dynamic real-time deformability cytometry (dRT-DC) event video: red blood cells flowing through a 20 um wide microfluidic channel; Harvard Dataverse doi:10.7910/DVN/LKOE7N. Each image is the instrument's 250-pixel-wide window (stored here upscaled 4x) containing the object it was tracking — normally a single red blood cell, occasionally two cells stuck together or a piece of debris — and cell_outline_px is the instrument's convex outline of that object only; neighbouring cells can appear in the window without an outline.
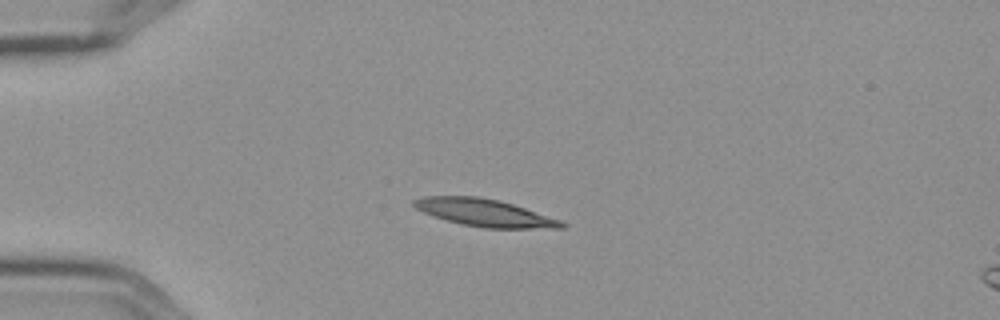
{"species": "Egyptian fruit bat (a non-hibernating species)", "species_latin": "Rousettus aegyptiacus", "temperature_condition": "cold", "stored_images_in_passage": 3, "camera_frame_rate_fps": 3000, "um_per_image_px": 0.085, "frame": {"image": 1, "passage_image": 1, "time_ms": 0.0, "image_size_px": [1000, 320], "cell_outline_px": [[568, 224], [564, 228], [484, 228], [460, 224], [424, 212], [416, 208], [412, 204], [412, 200], [424, 196], [476, 196], [496, 200], [512, 204], [560, 220]], "centroid_in_image_um": [41.18, 18.08], "position_along_channel_um": 43.8, "area_um2": 23.18}}
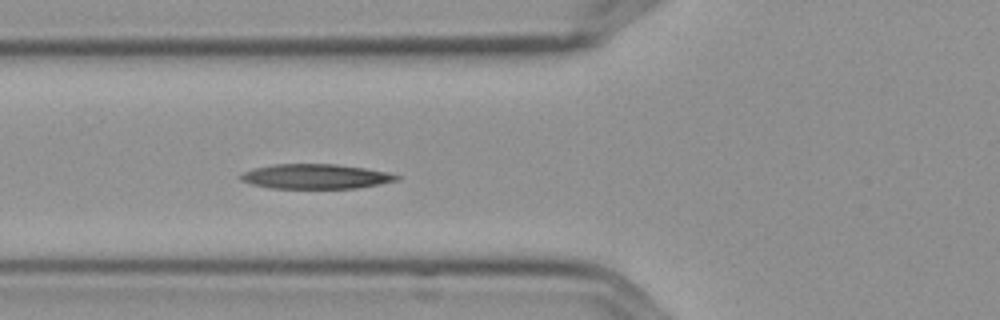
{"frame": {"image": 2, "passage_image": 3, "time_ms": 0.667, "image_size_px": [1000, 320], "cell_outline_px": [[400, 180], [380, 184], [356, 188], [272, 188], [252, 184], [240, 180], [236, 176], [252, 168], [272, 164], [336, 164], [364, 168], [388, 172], [400, 176]], "centroid_in_image_um": [26.8, 14.99], "position_along_channel_um": 99.0, "area_um2": 22.6}}